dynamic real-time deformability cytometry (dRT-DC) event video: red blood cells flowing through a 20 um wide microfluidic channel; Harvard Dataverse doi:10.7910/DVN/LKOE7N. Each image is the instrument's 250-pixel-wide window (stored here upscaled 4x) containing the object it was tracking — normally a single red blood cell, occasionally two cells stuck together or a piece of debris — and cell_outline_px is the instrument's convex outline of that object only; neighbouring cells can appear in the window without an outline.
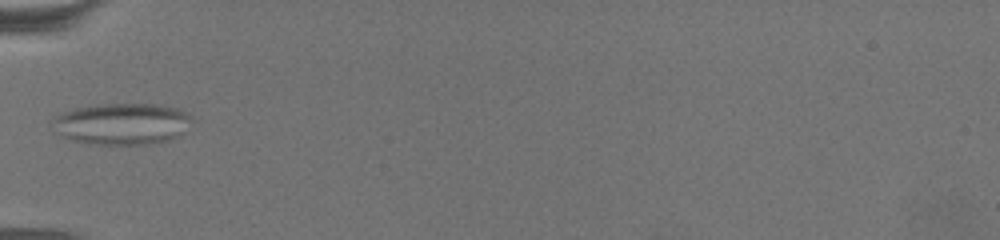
{"species": "common noctule bat (a hibernating species)", "species_latin": "Nyctalus noctula", "temperature_condition": "warm", "stored_images_in_passage": 11, "camera_frame_rate_fps": 3000, "um_per_image_px": 0.085, "animal": {"sex": "female", "body_mass_g": 19.5, "forearm_length_mm": 54.1}, "frame": {"image": 1, "passage_image": 1, "time_ms": 0.0, "image_size_px": [1000, 240], "cell_outline_px": [[196, 120], [184, 132], [168, 140], [148, 144], [92, 144], [72, 140], [52, 132], [48, 120], [64, 112], [76, 108], [100, 104], [160, 104], [180, 108]], "centroid_in_image_um": [10.35, 10.52], "position_along_channel_um": 74.6, "area_um2": 34.33}}
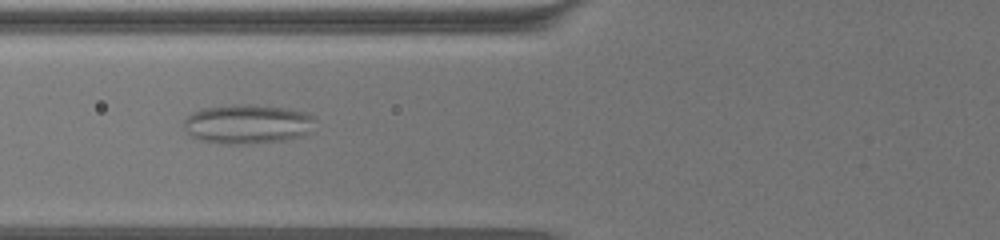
{"frame": {"image": 2, "passage_image": 2, "time_ms": 0.333, "image_size_px": [1000, 240], "cell_outline_px": [[316, 132], [304, 136], [288, 140], [244, 144], [220, 144], [200, 140], [192, 136], [184, 128], [184, 120], [192, 112], [204, 108], [240, 104], [252, 104], [284, 108], [308, 112], [316, 116]], "centroid_in_image_um": [21.16, 10.56], "position_along_channel_um": 104.6, "area_um2": 30.81}}